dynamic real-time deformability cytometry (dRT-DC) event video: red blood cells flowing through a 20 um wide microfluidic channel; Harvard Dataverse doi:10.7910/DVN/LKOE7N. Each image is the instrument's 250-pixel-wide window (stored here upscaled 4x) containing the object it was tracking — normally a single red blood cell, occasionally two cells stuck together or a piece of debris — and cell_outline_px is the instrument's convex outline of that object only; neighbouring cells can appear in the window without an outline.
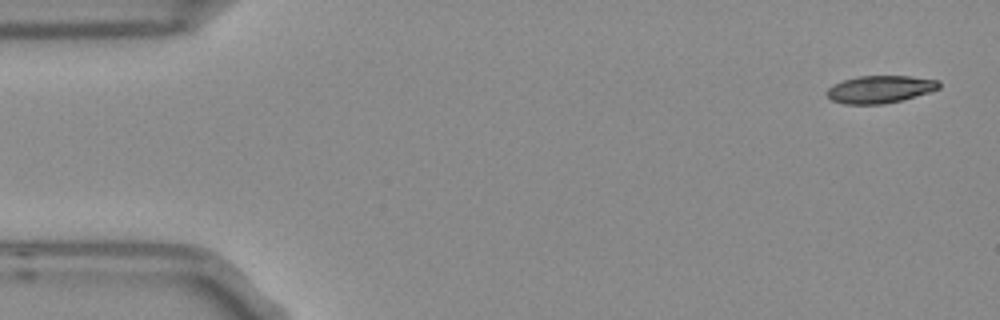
{"species": "Egyptian fruit bat (a non-hibernating species)", "species_latin": "Rousettus aegyptiacus", "temperature_condition": "room temperature", "stored_images_in_passage": 7, "camera_frame_rate_fps": 3000, "um_per_image_px": 0.085, "frame": {"image": 1, "passage_image": 1, "time_ms": 0.0, "image_size_px": [1000, 320], "cell_outline_px": [[940, 88], [928, 92], [900, 100], [884, 104], [844, 104], [832, 100], [828, 96], [828, 88], [832, 84], [844, 80], [860, 76], [912, 76], [940, 80]], "centroid_in_image_um": [74.81, 7.58], "position_along_channel_um": 10.2, "area_um2": 17.8}}
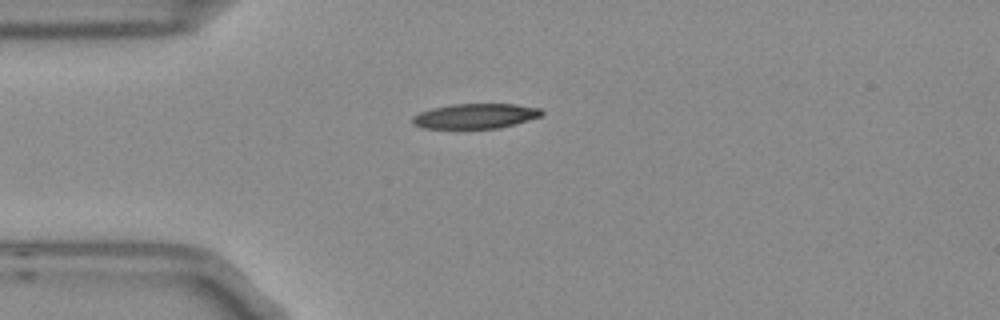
{"frame": {"image": 2, "passage_image": 4, "time_ms": 1.0, "image_size_px": [1000, 320], "cell_outline_px": [[544, 112], [540, 116], [528, 120], [500, 128], [424, 128], [412, 124], [412, 116], [420, 112], [432, 108], [452, 104], [516, 104], [540, 108]], "centroid_in_image_um": [40.39, 9.86], "position_along_channel_um": 44.6, "area_um2": 18.73}}
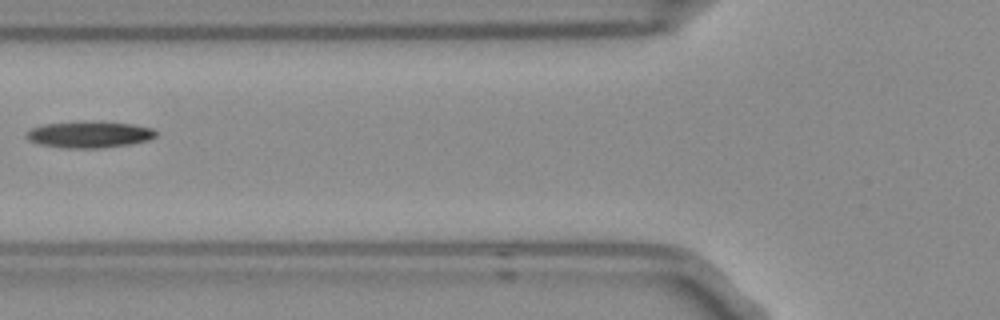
{"frame": {"image": 3, "passage_image": 6, "time_ms": 1.667, "image_size_px": [1000, 320], "cell_outline_px": [[156, 136], [148, 140], [128, 144], [100, 148], [64, 148], [40, 144], [28, 140], [24, 136], [24, 132], [28, 128], [44, 124], [84, 120], [96, 120], [132, 124], [152, 128], [156, 132]], "centroid_in_image_um": [7.52, 11.41], "position_along_channel_um": 118.3, "area_um2": 20.46}}